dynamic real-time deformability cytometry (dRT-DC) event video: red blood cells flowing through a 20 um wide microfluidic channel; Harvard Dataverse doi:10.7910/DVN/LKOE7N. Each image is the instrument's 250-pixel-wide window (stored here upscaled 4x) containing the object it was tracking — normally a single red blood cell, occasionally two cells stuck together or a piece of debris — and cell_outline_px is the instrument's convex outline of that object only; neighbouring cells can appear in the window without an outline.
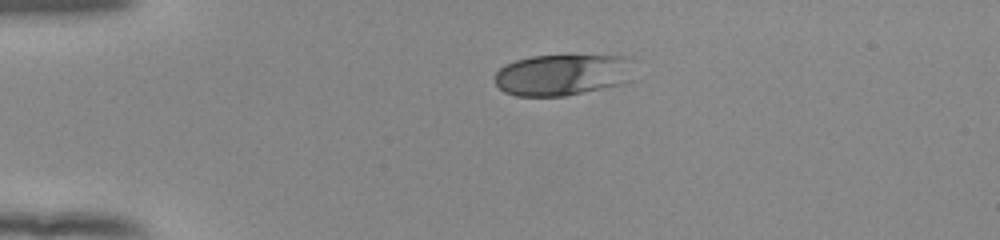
{"species": "human", "species_latin": "Homo sapiens", "temperature_condition": "room temperature", "stored_images_in_passage": 42, "camera_frame_rate_fps": 3000, "um_per_image_px": 0.085, "donor": {"sex": "female"}, "frame": {"image": 1, "passage_image": 1, "time_ms": 0.0, "image_size_px": [1000, 240], "cell_outline_px": [[632, 80], [624, 84], [564, 96], [516, 96], [504, 92], [496, 84], [496, 72], [504, 64], [516, 60], [532, 56], [632, 56]], "centroid_in_image_um": [47.86, 6.36], "position_along_channel_um": 37.1, "area_um2": 33.81}}
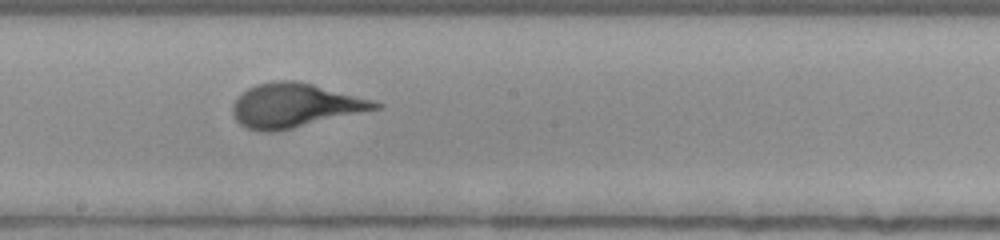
{"frame": {"image": 2, "passage_image": 19, "time_ms": 6.0, "image_size_px": [1000, 240], "cell_outline_px": [[384, 108], [276, 132], [260, 132], [248, 128], [240, 124], [236, 120], [232, 112], [232, 104], [236, 96], [248, 88], [256, 84], [272, 80], [296, 80], [312, 84], [372, 100], [384, 104]], "centroid_in_image_um": [25.05, 8.97], "position_along_channel_um": 223.1, "area_um2": 36.93}}
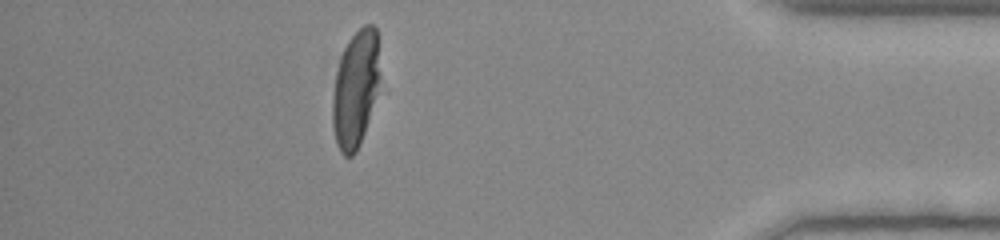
{"frame": {"image": 3, "passage_image": 36, "time_ms": 11.667, "image_size_px": [1000, 240], "cell_outline_px": [[380, 76], [376, 92], [364, 132], [360, 144], [356, 152], [352, 156], [344, 156], [340, 152], [336, 144], [332, 124], [332, 96], [336, 72], [344, 48], [348, 40], [364, 24], [372, 24], [376, 28]], "centroid_in_image_um": [30.19, 7.56], "position_along_channel_um": 405.0, "area_um2": 31.96}}